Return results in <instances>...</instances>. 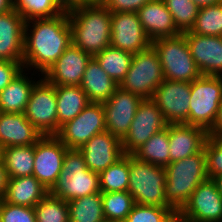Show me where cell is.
I'll use <instances>...</instances> for the list:
<instances>
[{"mask_svg": "<svg viewBox=\"0 0 222 222\" xmlns=\"http://www.w3.org/2000/svg\"><path fill=\"white\" fill-rule=\"evenodd\" d=\"M166 202L178 213L198 185L208 179L204 149L165 167Z\"/></svg>", "mask_w": 222, "mask_h": 222, "instance_id": "3957f363", "label": "cell"}, {"mask_svg": "<svg viewBox=\"0 0 222 222\" xmlns=\"http://www.w3.org/2000/svg\"><path fill=\"white\" fill-rule=\"evenodd\" d=\"M35 144L11 146L3 150V163L9 178L33 175Z\"/></svg>", "mask_w": 222, "mask_h": 222, "instance_id": "83f0119b", "label": "cell"}, {"mask_svg": "<svg viewBox=\"0 0 222 222\" xmlns=\"http://www.w3.org/2000/svg\"><path fill=\"white\" fill-rule=\"evenodd\" d=\"M188 42L191 56L204 76H222V36L182 33Z\"/></svg>", "mask_w": 222, "mask_h": 222, "instance_id": "d6986e66", "label": "cell"}, {"mask_svg": "<svg viewBox=\"0 0 222 222\" xmlns=\"http://www.w3.org/2000/svg\"><path fill=\"white\" fill-rule=\"evenodd\" d=\"M175 222H189V221H186V220H183V219H179L178 217H176Z\"/></svg>", "mask_w": 222, "mask_h": 222, "instance_id": "816d5d0a", "label": "cell"}, {"mask_svg": "<svg viewBox=\"0 0 222 222\" xmlns=\"http://www.w3.org/2000/svg\"><path fill=\"white\" fill-rule=\"evenodd\" d=\"M143 98L118 87L112 96L103 102L106 131L122 140L128 133L135 113Z\"/></svg>", "mask_w": 222, "mask_h": 222, "instance_id": "2e32d148", "label": "cell"}, {"mask_svg": "<svg viewBox=\"0 0 222 222\" xmlns=\"http://www.w3.org/2000/svg\"><path fill=\"white\" fill-rule=\"evenodd\" d=\"M199 8L214 5L222 2V0H192Z\"/></svg>", "mask_w": 222, "mask_h": 222, "instance_id": "c3c4849f", "label": "cell"}, {"mask_svg": "<svg viewBox=\"0 0 222 222\" xmlns=\"http://www.w3.org/2000/svg\"><path fill=\"white\" fill-rule=\"evenodd\" d=\"M3 150H4V147H3V145L0 143V161H3Z\"/></svg>", "mask_w": 222, "mask_h": 222, "instance_id": "f907efd6", "label": "cell"}, {"mask_svg": "<svg viewBox=\"0 0 222 222\" xmlns=\"http://www.w3.org/2000/svg\"><path fill=\"white\" fill-rule=\"evenodd\" d=\"M48 193L33 175L9 178L3 200L12 205L35 207Z\"/></svg>", "mask_w": 222, "mask_h": 222, "instance_id": "d4e9b609", "label": "cell"}, {"mask_svg": "<svg viewBox=\"0 0 222 222\" xmlns=\"http://www.w3.org/2000/svg\"><path fill=\"white\" fill-rule=\"evenodd\" d=\"M57 133L62 125L78 116L91 102L80 86H55Z\"/></svg>", "mask_w": 222, "mask_h": 222, "instance_id": "4316f807", "label": "cell"}, {"mask_svg": "<svg viewBox=\"0 0 222 222\" xmlns=\"http://www.w3.org/2000/svg\"><path fill=\"white\" fill-rule=\"evenodd\" d=\"M59 3L66 9H71L72 7H79V0H58Z\"/></svg>", "mask_w": 222, "mask_h": 222, "instance_id": "7dc6e473", "label": "cell"}, {"mask_svg": "<svg viewBox=\"0 0 222 222\" xmlns=\"http://www.w3.org/2000/svg\"><path fill=\"white\" fill-rule=\"evenodd\" d=\"M222 102V76H204L191 82L188 125L207 131L215 122Z\"/></svg>", "mask_w": 222, "mask_h": 222, "instance_id": "52a82bcc", "label": "cell"}, {"mask_svg": "<svg viewBox=\"0 0 222 222\" xmlns=\"http://www.w3.org/2000/svg\"><path fill=\"white\" fill-rule=\"evenodd\" d=\"M192 33L222 36V2L199 8Z\"/></svg>", "mask_w": 222, "mask_h": 222, "instance_id": "e575fe53", "label": "cell"}, {"mask_svg": "<svg viewBox=\"0 0 222 222\" xmlns=\"http://www.w3.org/2000/svg\"><path fill=\"white\" fill-rule=\"evenodd\" d=\"M93 57L109 77L119 85L130 68L133 54L108 46Z\"/></svg>", "mask_w": 222, "mask_h": 222, "instance_id": "4dcf8cb0", "label": "cell"}, {"mask_svg": "<svg viewBox=\"0 0 222 222\" xmlns=\"http://www.w3.org/2000/svg\"><path fill=\"white\" fill-rule=\"evenodd\" d=\"M41 137L24 113L0 112V143L4 148L36 144Z\"/></svg>", "mask_w": 222, "mask_h": 222, "instance_id": "603a6c76", "label": "cell"}, {"mask_svg": "<svg viewBox=\"0 0 222 222\" xmlns=\"http://www.w3.org/2000/svg\"><path fill=\"white\" fill-rule=\"evenodd\" d=\"M14 9L25 21L53 18L67 11L58 0H14Z\"/></svg>", "mask_w": 222, "mask_h": 222, "instance_id": "836d02e7", "label": "cell"}, {"mask_svg": "<svg viewBox=\"0 0 222 222\" xmlns=\"http://www.w3.org/2000/svg\"><path fill=\"white\" fill-rule=\"evenodd\" d=\"M105 131L103 104L91 102L78 116L62 125L55 136L68 149H79L94 135Z\"/></svg>", "mask_w": 222, "mask_h": 222, "instance_id": "30bf717a", "label": "cell"}, {"mask_svg": "<svg viewBox=\"0 0 222 222\" xmlns=\"http://www.w3.org/2000/svg\"><path fill=\"white\" fill-rule=\"evenodd\" d=\"M25 23L15 9L0 14V60L23 62Z\"/></svg>", "mask_w": 222, "mask_h": 222, "instance_id": "44dd1931", "label": "cell"}, {"mask_svg": "<svg viewBox=\"0 0 222 222\" xmlns=\"http://www.w3.org/2000/svg\"><path fill=\"white\" fill-rule=\"evenodd\" d=\"M135 204L128 191L102 192L103 214L106 222H124Z\"/></svg>", "mask_w": 222, "mask_h": 222, "instance_id": "1f68e13d", "label": "cell"}, {"mask_svg": "<svg viewBox=\"0 0 222 222\" xmlns=\"http://www.w3.org/2000/svg\"><path fill=\"white\" fill-rule=\"evenodd\" d=\"M68 148L55 136H42L35 144L33 176L49 191L56 184Z\"/></svg>", "mask_w": 222, "mask_h": 222, "instance_id": "5bb4252c", "label": "cell"}, {"mask_svg": "<svg viewBox=\"0 0 222 222\" xmlns=\"http://www.w3.org/2000/svg\"><path fill=\"white\" fill-rule=\"evenodd\" d=\"M37 222H69L67 202L48 193L35 207Z\"/></svg>", "mask_w": 222, "mask_h": 222, "instance_id": "8d00e7d4", "label": "cell"}, {"mask_svg": "<svg viewBox=\"0 0 222 222\" xmlns=\"http://www.w3.org/2000/svg\"><path fill=\"white\" fill-rule=\"evenodd\" d=\"M163 2L181 34L193 28L199 7L192 0H163Z\"/></svg>", "mask_w": 222, "mask_h": 222, "instance_id": "d590c367", "label": "cell"}, {"mask_svg": "<svg viewBox=\"0 0 222 222\" xmlns=\"http://www.w3.org/2000/svg\"><path fill=\"white\" fill-rule=\"evenodd\" d=\"M69 222H106L103 214L102 192L67 202Z\"/></svg>", "mask_w": 222, "mask_h": 222, "instance_id": "f546056e", "label": "cell"}, {"mask_svg": "<svg viewBox=\"0 0 222 222\" xmlns=\"http://www.w3.org/2000/svg\"><path fill=\"white\" fill-rule=\"evenodd\" d=\"M24 69L5 89L0 92V112L24 113L31 92L38 82L28 77ZM33 79V80H32Z\"/></svg>", "mask_w": 222, "mask_h": 222, "instance_id": "484cf974", "label": "cell"}, {"mask_svg": "<svg viewBox=\"0 0 222 222\" xmlns=\"http://www.w3.org/2000/svg\"><path fill=\"white\" fill-rule=\"evenodd\" d=\"M166 171L164 167L139 161L129 155L128 192L138 205L171 207L165 198Z\"/></svg>", "mask_w": 222, "mask_h": 222, "instance_id": "5b68a950", "label": "cell"}, {"mask_svg": "<svg viewBox=\"0 0 222 222\" xmlns=\"http://www.w3.org/2000/svg\"><path fill=\"white\" fill-rule=\"evenodd\" d=\"M191 97V83L164 79L151 100L162 112L168 124H187Z\"/></svg>", "mask_w": 222, "mask_h": 222, "instance_id": "8fae6325", "label": "cell"}, {"mask_svg": "<svg viewBox=\"0 0 222 222\" xmlns=\"http://www.w3.org/2000/svg\"><path fill=\"white\" fill-rule=\"evenodd\" d=\"M8 181H9V176L6 171V167L3 161H0V201L4 199Z\"/></svg>", "mask_w": 222, "mask_h": 222, "instance_id": "ee69618b", "label": "cell"}, {"mask_svg": "<svg viewBox=\"0 0 222 222\" xmlns=\"http://www.w3.org/2000/svg\"><path fill=\"white\" fill-rule=\"evenodd\" d=\"M24 115L27 120L45 135L57 134V101L55 85L42 76L32 89Z\"/></svg>", "mask_w": 222, "mask_h": 222, "instance_id": "9c48e42d", "label": "cell"}, {"mask_svg": "<svg viewBox=\"0 0 222 222\" xmlns=\"http://www.w3.org/2000/svg\"><path fill=\"white\" fill-rule=\"evenodd\" d=\"M92 57L71 43L42 77L55 86H79Z\"/></svg>", "mask_w": 222, "mask_h": 222, "instance_id": "e0dca14e", "label": "cell"}, {"mask_svg": "<svg viewBox=\"0 0 222 222\" xmlns=\"http://www.w3.org/2000/svg\"><path fill=\"white\" fill-rule=\"evenodd\" d=\"M137 13L143 29L151 41L181 34L163 0L147 2Z\"/></svg>", "mask_w": 222, "mask_h": 222, "instance_id": "7402d4cb", "label": "cell"}, {"mask_svg": "<svg viewBox=\"0 0 222 222\" xmlns=\"http://www.w3.org/2000/svg\"><path fill=\"white\" fill-rule=\"evenodd\" d=\"M0 222H37L34 207L0 201Z\"/></svg>", "mask_w": 222, "mask_h": 222, "instance_id": "ab89813d", "label": "cell"}, {"mask_svg": "<svg viewBox=\"0 0 222 222\" xmlns=\"http://www.w3.org/2000/svg\"><path fill=\"white\" fill-rule=\"evenodd\" d=\"M207 137L208 131L203 127L168 124L170 163L202 151Z\"/></svg>", "mask_w": 222, "mask_h": 222, "instance_id": "ffe728a7", "label": "cell"}, {"mask_svg": "<svg viewBox=\"0 0 222 222\" xmlns=\"http://www.w3.org/2000/svg\"><path fill=\"white\" fill-rule=\"evenodd\" d=\"M107 0H79V7L104 5Z\"/></svg>", "mask_w": 222, "mask_h": 222, "instance_id": "bcb514c9", "label": "cell"}, {"mask_svg": "<svg viewBox=\"0 0 222 222\" xmlns=\"http://www.w3.org/2000/svg\"><path fill=\"white\" fill-rule=\"evenodd\" d=\"M177 217L189 222H222V196L213 179L198 185Z\"/></svg>", "mask_w": 222, "mask_h": 222, "instance_id": "7c38bea8", "label": "cell"}, {"mask_svg": "<svg viewBox=\"0 0 222 222\" xmlns=\"http://www.w3.org/2000/svg\"><path fill=\"white\" fill-rule=\"evenodd\" d=\"M151 46L159 56L164 79L191 83L202 76L183 34L156 39Z\"/></svg>", "mask_w": 222, "mask_h": 222, "instance_id": "8992f818", "label": "cell"}, {"mask_svg": "<svg viewBox=\"0 0 222 222\" xmlns=\"http://www.w3.org/2000/svg\"><path fill=\"white\" fill-rule=\"evenodd\" d=\"M99 192V173L88 169L84 156L78 149H68L58 180L49 193L68 202Z\"/></svg>", "mask_w": 222, "mask_h": 222, "instance_id": "277c9868", "label": "cell"}, {"mask_svg": "<svg viewBox=\"0 0 222 222\" xmlns=\"http://www.w3.org/2000/svg\"><path fill=\"white\" fill-rule=\"evenodd\" d=\"M142 162L151 163L156 166L166 167L170 164L168 125L166 128L155 133L133 154Z\"/></svg>", "mask_w": 222, "mask_h": 222, "instance_id": "f1b7e54d", "label": "cell"}, {"mask_svg": "<svg viewBox=\"0 0 222 222\" xmlns=\"http://www.w3.org/2000/svg\"><path fill=\"white\" fill-rule=\"evenodd\" d=\"M14 9V0H0V14L7 13Z\"/></svg>", "mask_w": 222, "mask_h": 222, "instance_id": "f6af8a7d", "label": "cell"}, {"mask_svg": "<svg viewBox=\"0 0 222 222\" xmlns=\"http://www.w3.org/2000/svg\"><path fill=\"white\" fill-rule=\"evenodd\" d=\"M151 45L137 12L111 13L110 46L135 55Z\"/></svg>", "mask_w": 222, "mask_h": 222, "instance_id": "9a60e30c", "label": "cell"}, {"mask_svg": "<svg viewBox=\"0 0 222 222\" xmlns=\"http://www.w3.org/2000/svg\"><path fill=\"white\" fill-rule=\"evenodd\" d=\"M176 217L172 207L135 204L124 222H175Z\"/></svg>", "mask_w": 222, "mask_h": 222, "instance_id": "74e56055", "label": "cell"}, {"mask_svg": "<svg viewBox=\"0 0 222 222\" xmlns=\"http://www.w3.org/2000/svg\"><path fill=\"white\" fill-rule=\"evenodd\" d=\"M78 150L83 154L88 169L97 173L106 170L125 155L121 140L108 131L94 135Z\"/></svg>", "mask_w": 222, "mask_h": 222, "instance_id": "ac0fdd59", "label": "cell"}, {"mask_svg": "<svg viewBox=\"0 0 222 222\" xmlns=\"http://www.w3.org/2000/svg\"><path fill=\"white\" fill-rule=\"evenodd\" d=\"M212 179L216 184L217 190L219 191V193L222 196V174H219Z\"/></svg>", "mask_w": 222, "mask_h": 222, "instance_id": "681fc988", "label": "cell"}, {"mask_svg": "<svg viewBox=\"0 0 222 222\" xmlns=\"http://www.w3.org/2000/svg\"><path fill=\"white\" fill-rule=\"evenodd\" d=\"M23 70V62L0 60V92Z\"/></svg>", "mask_w": 222, "mask_h": 222, "instance_id": "60d3db41", "label": "cell"}, {"mask_svg": "<svg viewBox=\"0 0 222 222\" xmlns=\"http://www.w3.org/2000/svg\"><path fill=\"white\" fill-rule=\"evenodd\" d=\"M208 136L222 137V102L219 106L215 122L208 130Z\"/></svg>", "mask_w": 222, "mask_h": 222, "instance_id": "7bdbcfd3", "label": "cell"}, {"mask_svg": "<svg viewBox=\"0 0 222 222\" xmlns=\"http://www.w3.org/2000/svg\"><path fill=\"white\" fill-rule=\"evenodd\" d=\"M208 178L222 174V137L208 136L204 145Z\"/></svg>", "mask_w": 222, "mask_h": 222, "instance_id": "f35d334b", "label": "cell"}, {"mask_svg": "<svg viewBox=\"0 0 222 222\" xmlns=\"http://www.w3.org/2000/svg\"><path fill=\"white\" fill-rule=\"evenodd\" d=\"M101 192L128 191L129 155L125 154L116 163L99 173Z\"/></svg>", "mask_w": 222, "mask_h": 222, "instance_id": "d6a6232c", "label": "cell"}, {"mask_svg": "<svg viewBox=\"0 0 222 222\" xmlns=\"http://www.w3.org/2000/svg\"><path fill=\"white\" fill-rule=\"evenodd\" d=\"M152 0H107L104 6L111 13L137 12L147 2Z\"/></svg>", "mask_w": 222, "mask_h": 222, "instance_id": "b9f144b4", "label": "cell"}, {"mask_svg": "<svg viewBox=\"0 0 222 222\" xmlns=\"http://www.w3.org/2000/svg\"><path fill=\"white\" fill-rule=\"evenodd\" d=\"M79 86L86 93L89 101L95 103L107 101L119 87L94 57L87 64Z\"/></svg>", "mask_w": 222, "mask_h": 222, "instance_id": "cb8c5ba5", "label": "cell"}, {"mask_svg": "<svg viewBox=\"0 0 222 222\" xmlns=\"http://www.w3.org/2000/svg\"><path fill=\"white\" fill-rule=\"evenodd\" d=\"M67 12L75 46L92 56L110 46L111 12L104 5L72 7Z\"/></svg>", "mask_w": 222, "mask_h": 222, "instance_id": "7a4b0ae2", "label": "cell"}, {"mask_svg": "<svg viewBox=\"0 0 222 222\" xmlns=\"http://www.w3.org/2000/svg\"><path fill=\"white\" fill-rule=\"evenodd\" d=\"M167 125L168 123L157 105L151 99H143L128 133L121 140L124 154L132 155L148 139L166 128Z\"/></svg>", "mask_w": 222, "mask_h": 222, "instance_id": "4fadbf2b", "label": "cell"}, {"mask_svg": "<svg viewBox=\"0 0 222 222\" xmlns=\"http://www.w3.org/2000/svg\"><path fill=\"white\" fill-rule=\"evenodd\" d=\"M71 43V27L67 11L53 18L26 21L23 68L28 72L33 70L31 76L35 74L42 76Z\"/></svg>", "mask_w": 222, "mask_h": 222, "instance_id": "6da1fadb", "label": "cell"}, {"mask_svg": "<svg viewBox=\"0 0 222 222\" xmlns=\"http://www.w3.org/2000/svg\"><path fill=\"white\" fill-rule=\"evenodd\" d=\"M163 80L164 74L159 56L151 46L133 55L130 68L119 87L143 99H151Z\"/></svg>", "mask_w": 222, "mask_h": 222, "instance_id": "ba28073f", "label": "cell"}]
</instances>
